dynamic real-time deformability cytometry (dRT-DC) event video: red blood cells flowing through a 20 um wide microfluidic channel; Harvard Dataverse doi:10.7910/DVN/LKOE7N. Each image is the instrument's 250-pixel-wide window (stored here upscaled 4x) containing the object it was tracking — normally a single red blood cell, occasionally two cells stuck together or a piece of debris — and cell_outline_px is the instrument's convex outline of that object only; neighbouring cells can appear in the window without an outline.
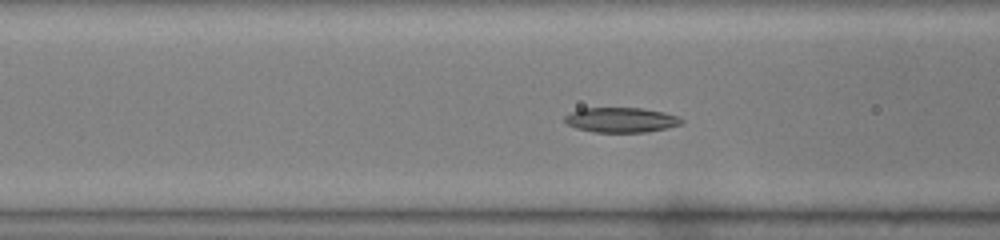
{"species": "common noctule bat (a hibernating species)", "species_latin": "Nyctalus noctula", "temperature_condition": "warm", "stored_images_in_passage": 45, "segment_of_instrument_passage": [1, 2], "camera_frame_rate_fps": 3000, "um_per_image_px": 0.085, "animal": {"sex": "male", "body_mass_g": 19.0, "forearm_length_mm": 50.8}, "frame": {"image": 1, "passage_image": 14, "time_ms": 4.333, "image_size_px": [1000, 240], "cell_outline_px": [[684, 124], [648, 132], [596, 132], [576, 128], [568, 124], [564, 120], [564, 116], [580, 108], [644, 108], [664, 112], [676, 116], [684, 120]], "centroid_in_image_um": [52.82, 10.19], "position_along_channel_um": 113.8, "area_um2": 16.99}}
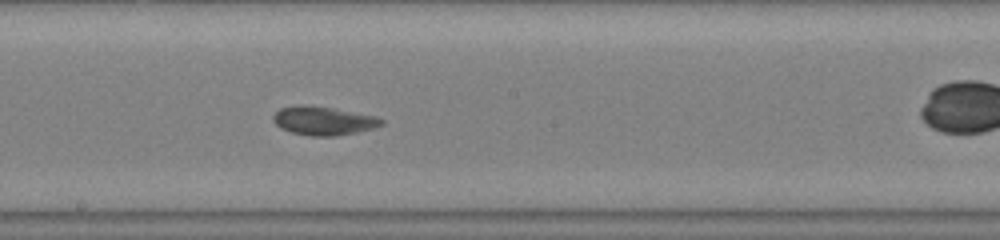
{"frame": {"image": 2, "passage_image": 22, "time_ms": 7.0, "image_size_px": [1000, 240], "cell_outline_px": [[384, 124], [372, 128], [356, 132], [336, 136], [312, 136], [292, 132], [280, 128], [272, 120], [272, 116], [280, 108], [296, 104], [304, 104], [332, 108], [376, 116], [384, 120]], "centroid_in_image_um": [27.46, 10.25], "position_along_channel_um": 220.7, "area_um2": 18.09}}
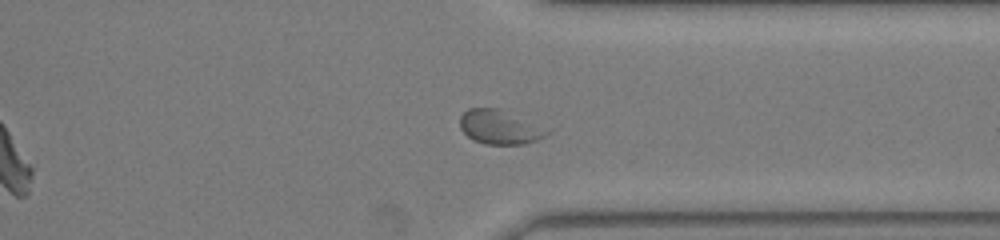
{"frame": {"image": 3, "passage_image": 33, "time_ms": 10.667, "image_size_px": [1000, 240], "cell_outline_px": [[552, 132], [536, 140], [524, 144], [484, 144], [472, 140], [460, 128], [460, 116], [468, 108], [500, 108]], "centroid_in_image_um": [42.42, 10.81], "position_along_channel_um": 369.0, "area_um2": 17.05}}